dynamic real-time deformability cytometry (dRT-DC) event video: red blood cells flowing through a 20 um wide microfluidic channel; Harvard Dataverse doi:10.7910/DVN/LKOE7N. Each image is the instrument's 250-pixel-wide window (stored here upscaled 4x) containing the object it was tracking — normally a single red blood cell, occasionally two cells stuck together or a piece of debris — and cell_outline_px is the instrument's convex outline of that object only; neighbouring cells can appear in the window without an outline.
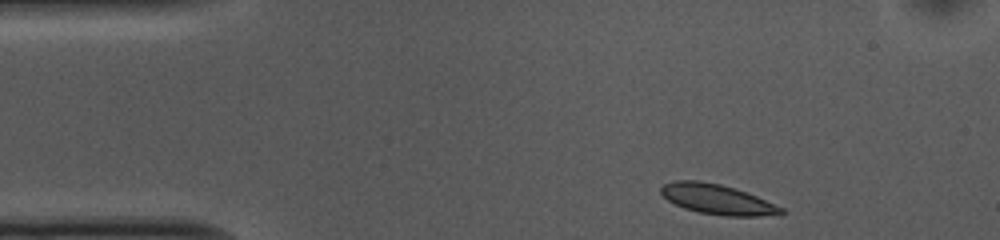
{"species": "common noctule bat (a hibernating species)", "species_latin": "Nyctalus noctula", "temperature_condition": "cold", "stored_images_in_passage": 40, "camera_frame_rate_fps": 3000, "um_per_image_px": 0.085, "animal": {"sex": "female", "body_mass_g": 10.0, "forearm_length_mm": 53.1}, "frame": {"image": 1, "passage_image": 1, "time_ms": 0.0, "image_size_px": [1000, 240], "cell_outline_px": [[784, 212], [780, 216], [724, 216], [700, 212], [684, 208], [668, 200], [660, 192], [660, 188], [664, 184], [676, 180], [696, 180], [720, 184], [756, 196], [784, 208]], "centroid_in_image_um": [61.0, 16.96], "position_along_channel_um": 24.0, "area_um2": 20.87}}
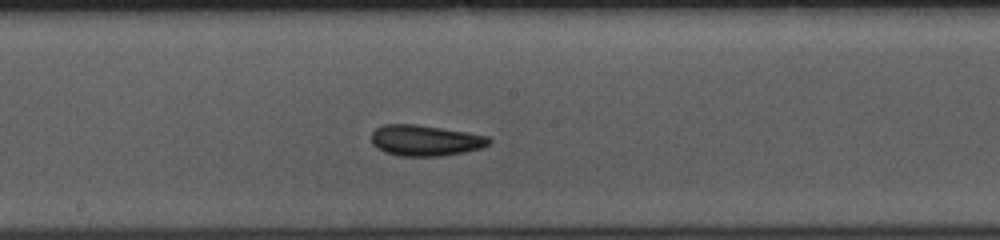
{"frame": {"image": 2, "passage_image": 21, "time_ms": 6.667, "image_size_px": [1000, 240], "cell_outline_px": [[492, 140], [488, 144], [480, 148], [464, 152], [440, 156], [400, 156], [384, 152], [376, 148], [372, 144], [372, 132], [376, 128], [384, 124], [416, 124], [468, 132], [488, 136]], "centroid_in_image_um": [36.13, 11.93], "position_along_channel_um": 212.1, "area_um2": 21.21}}
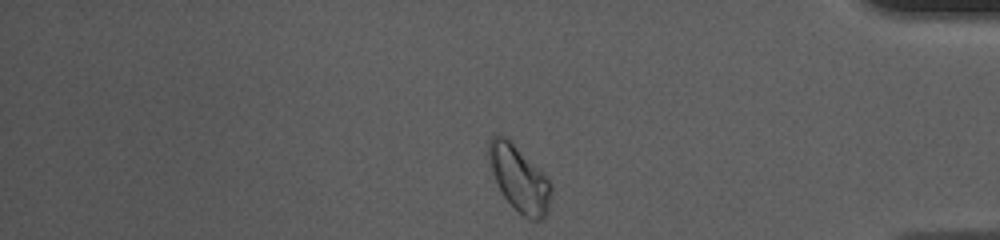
{"frame": {"image": 3, "passage_image": 38, "time_ms": 12.333, "image_size_px": [1000, 240], "cell_outline_px": [[552, 192], [548, 212], [540, 220], [532, 220], [524, 216], [504, 196], [492, 172], [488, 160], [488, 140], [492, 136], [508, 136], [548, 176], [552, 184]], "centroid_in_image_um": [44.17, 15.12], "position_along_channel_um": 391.0, "area_um2": 24.16}, "authors_computed_cell_mechanics": {"area_um2": 20.7213, "velocity_mm_per_s": 3.6717, "shape_relaxation_time_tau1_ms": 3.1654, "shape_relaxation_time_tau2_ms": 3.0372, "deformation_change_tau1": 0.0947, "deformation_change_tau2": 0.054}}